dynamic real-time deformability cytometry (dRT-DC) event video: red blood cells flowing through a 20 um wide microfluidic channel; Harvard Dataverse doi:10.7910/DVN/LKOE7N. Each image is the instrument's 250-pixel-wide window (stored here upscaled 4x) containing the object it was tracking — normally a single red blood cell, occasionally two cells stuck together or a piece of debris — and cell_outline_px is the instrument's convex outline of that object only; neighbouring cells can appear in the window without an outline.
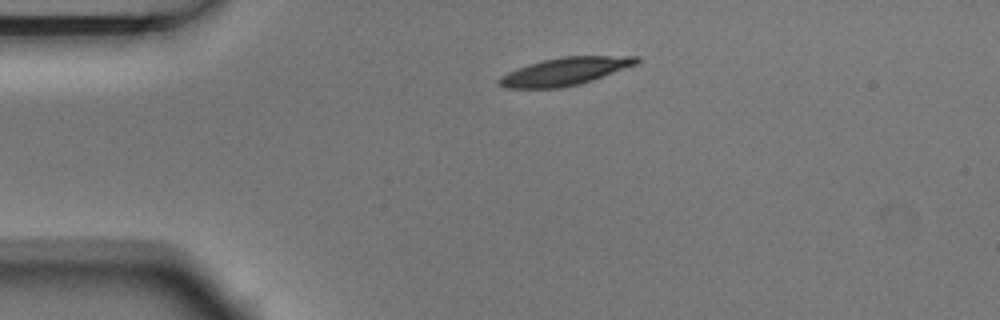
{"species": "Egyptian fruit bat (a non-hibernating species)", "species_latin": "Rousettus aegyptiacus", "temperature_condition": "room temperature", "stored_images_in_passage": 5, "camera_frame_rate_fps": 3000, "um_per_image_px": 0.085, "animal": {"sex": "male"}, "frame": {"image": 1, "passage_image": 5, "time_ms": 1.333, "image_size_px": [1000, 320], "cell_outline_px": [[640, 60], [636, 64], [592, 80], [580, 84], [560, 88], [504, 88], [496, 84], [496, 80], [500, 76], [516, 68], [528, 64], [560, 56], [640, 56]], "centroid_in_image_um": [47.96, 6.07], "position_along_channel_um": 37.0, "area_um2": 22.25}}